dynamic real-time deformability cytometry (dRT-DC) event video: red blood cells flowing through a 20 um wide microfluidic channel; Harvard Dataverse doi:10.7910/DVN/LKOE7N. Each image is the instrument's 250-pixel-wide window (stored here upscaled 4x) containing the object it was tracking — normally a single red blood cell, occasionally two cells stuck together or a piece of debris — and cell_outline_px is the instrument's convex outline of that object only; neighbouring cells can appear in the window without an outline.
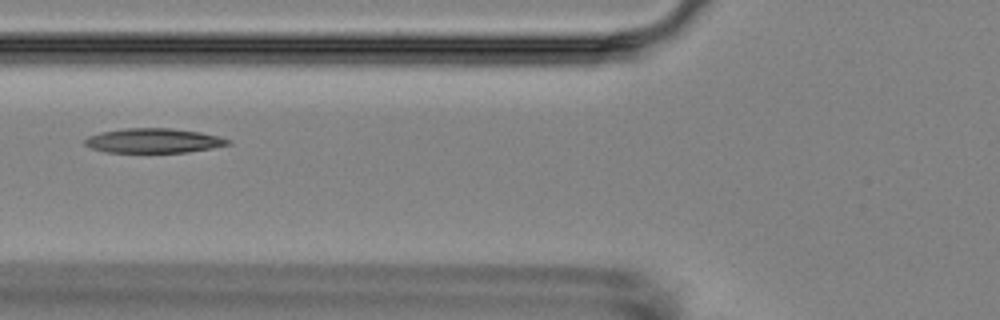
{"species": "Egyptian fruit bat (a non-hibernating species)", "species_latin": "Rousettus aegyptiacus", "temperature_condition": "room temperature", "stored_images_in_passage": 7, "camera_frame_rate_fps": 3000, "um_per_image_px": 0.085, "animal": {"sex": "female"}, "frame": {"image": 1, "passage_image": 6, "time_ms": 6.0, "image_size_px": [1000, 320], "cell_outline_px": [[232, 144], [212, 148], [188, 152], [104, 152], [92, 148], [84, 144], [84, 140], [88, 136], [100, 132], [124, 128], [172, 128], [200, 132], [220, 136], [232, 140]], "centroid_in_image_um": [13.08, 11.95], "position_along_channel_um": 112.7, "area_um2": 20.63}}